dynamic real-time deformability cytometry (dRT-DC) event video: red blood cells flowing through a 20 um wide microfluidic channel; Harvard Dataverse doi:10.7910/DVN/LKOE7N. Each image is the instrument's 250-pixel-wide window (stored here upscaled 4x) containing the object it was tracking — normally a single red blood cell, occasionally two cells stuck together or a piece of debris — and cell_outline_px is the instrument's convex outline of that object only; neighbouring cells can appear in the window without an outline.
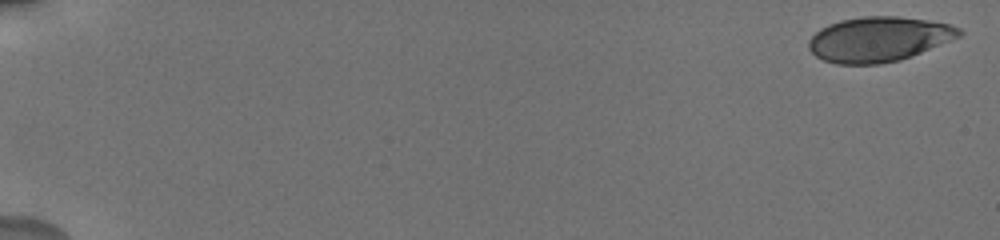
{"species": "human", "species_latin": "Homo sapiens", "temperature_condition": "cold", "stored_images_in_passage": 27, "camera_frame_rate_fps": 3000, "um_per_image_px": 0.085, "donor": {"sex": "male"}, "frame": {"image": 1, "passage_image": 1, "time_ms": 0.0, "image_size_px": [1000, 240], "cell_outline_px": [[964, 32], [960, 36], [912, 56], [900, 60], [880, 64], [836, 64], [824, 60], [816, 56], [808, 48], [808, 40], [820, 28], [828, 24], [840, 20], [864, 16], [896, 16], [928, 20], [948, 24], [960, 28]], "centroid_in_image_um": [74.67, 3.33], "position_along_channel_um": 10.3, "area_um2": 39.36}}
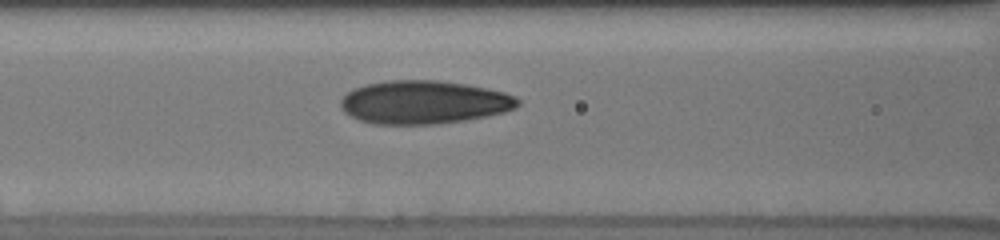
{"frame": {"image": 2, "passage_image": 14, "time_ms": 8.333, "image_size_px": [1000, 240], "cell_outline_px": [[520, 104], [516, 108], [504, 112], [488, 116], [464, 120], [436, 124], [372, 124], [360, 120], [344, 112], [340, 108], [340, 100], [352, 88], [368, 84], [388, 80], [436, 80], [464, 84], [488, 88], [504, 92], [516, 96], [520, 100]], "centroid_in_image_um": [36.04, 8.69], "position_along_channel_um": 130.6, "area_um2": 44.85}}
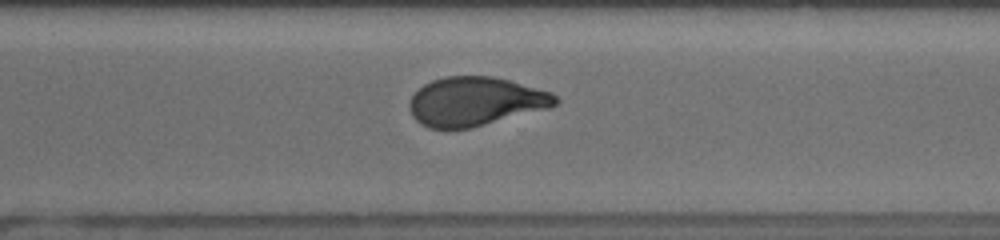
{"frame": {"image": 3, "passage_image": 26, "time_ms": 13.667, "image_size_px": [1000, 240], "cell_outline_px": [[560, 100], [556, 104], [548, 108], [472, 128], [428, 128], [420, 124], [412, 116], [408, 104], [412, 96], [424, 84], [432, 80], [444, 76], [492, 76], [508, 80], [552, 92]], "centroid_in_image_um": [40.39, 8.62], "position_along_channel_um": 330.2, "area_um2": 41.5}}